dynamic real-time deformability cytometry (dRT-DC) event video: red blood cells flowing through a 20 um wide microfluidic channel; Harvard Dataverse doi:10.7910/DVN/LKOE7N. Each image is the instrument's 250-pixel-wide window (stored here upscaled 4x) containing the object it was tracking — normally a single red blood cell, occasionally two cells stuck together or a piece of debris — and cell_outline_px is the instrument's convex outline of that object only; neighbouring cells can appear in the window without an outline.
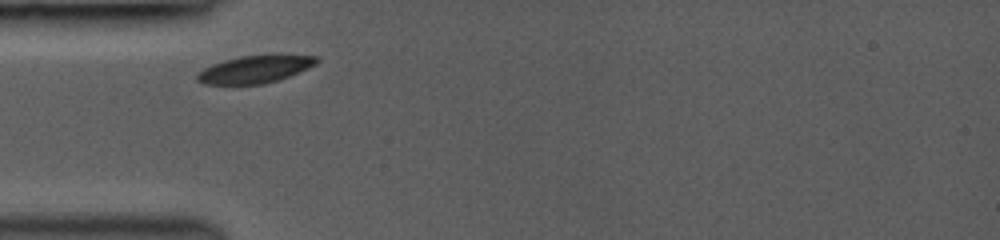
{"species": "common noctule bat (a hibernating species)", "species_latin": "Nyctalus noctula", "temperature_condition": "room temperature", "stored_images_in_passage": 9, "camera_frame_rate_fps": 3000, "um_per_image_px": 0.085, "animal": {"sex": "female", "body_mass_g": 19.0, "forearm_length_mm": 53.3}, "frame": {"image": 1, "passage_image": 1, "time_ms": 0.0, "image_size_px": [1000, 240], "cell_outline_px": [[320, 60], [316, 64], [308, 68], [288, 76], [264, 84], [204, 84], [196, 80], [196, 72], [212, 64], [224, 60], [240, 56], [272, 52], [316, 56]], "centroid_in_image_um": [21.7, 5.84], "position_along_channel_um": 63.3, "area_um2": 19.77}}
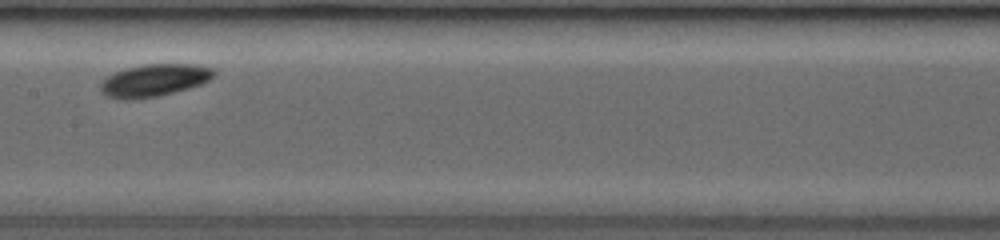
{"frame": {"image": 2, "passage_image": 4, "time_ms": 3.333, "image_size_px": [1000, 240], "cell_outline_px": [[216, 76], [200, 84], [188, 88], [156, 96], [132, 100], [120, 100], [108, 96], [100, 92], [100, 84], [108, 76], [124, 68], [144, 64], [196, 64], [216, 68]], "centroid_in_image_um": [13.12, 6.81], "position_along_channel_um": 194.3, "area_um2": 21.5}}
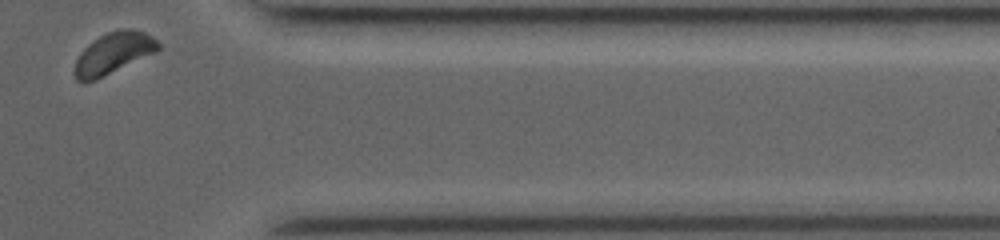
{"frame": {"image": 3, "passage_image": 9, "time_ms": 8.667, "image_size_px": [1000, 240], "cell_outline_px": [[160, 48], [156, 52], [96, 80], [84, 84], [76, 80], [72, 72], [76, 60], [80, 52], [88, 44], [100, 36], [108, 32], [120, 28], [132, 28], [144, 32], [152, 36], [160, 44]], "centroid_in_image_um": [9.6, 4.54], "position_along_channel_um": 401.8, "area_um2": 20.46}}